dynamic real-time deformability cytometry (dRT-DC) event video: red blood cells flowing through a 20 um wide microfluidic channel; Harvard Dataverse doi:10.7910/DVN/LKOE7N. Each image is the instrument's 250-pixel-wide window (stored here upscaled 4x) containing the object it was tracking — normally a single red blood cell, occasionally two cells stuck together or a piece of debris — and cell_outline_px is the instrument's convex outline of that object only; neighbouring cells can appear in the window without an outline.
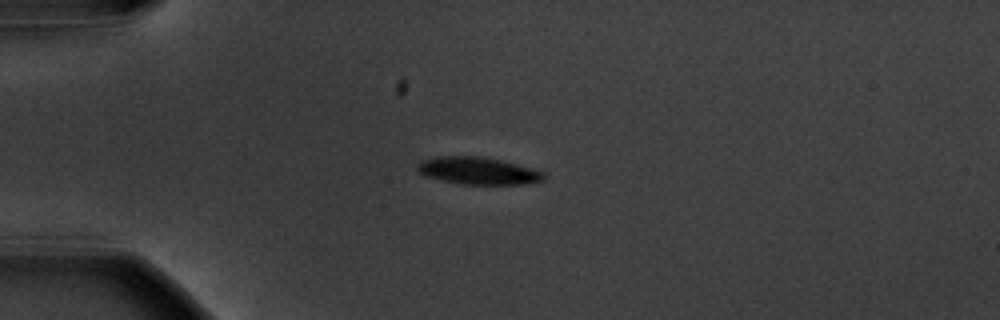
{"species": "common noctule bat (a hibernating species)", "species_latin": "Nyctalus noctula", "temperature_condition": "warm", "stored_images_in_passage": 42, "camera_frame_rate_fps": 3000, "um_per_image_px": 0.085, "animal": {"sex": "male", "body_mass_g": 20.1, "forearm_length_mm": 53.5}, "frame": {"image": 1, "passage_image": 1, "time_ms": 0.0, "image_size_px": [1000, 320], "cell_outline_px": [[544, 180], [528, 184], [464, 184], [444, 180], [428, 176], [420, 172], [416, 168], [420, 160], [436, 156], [480, 156], [500, 160], [532, 168], [540, 172], [544, 176]], "centroid_in_image_um": [40.62, 14.51], "position_along_channel_um": 44.4, "area_um2": 19.77}}
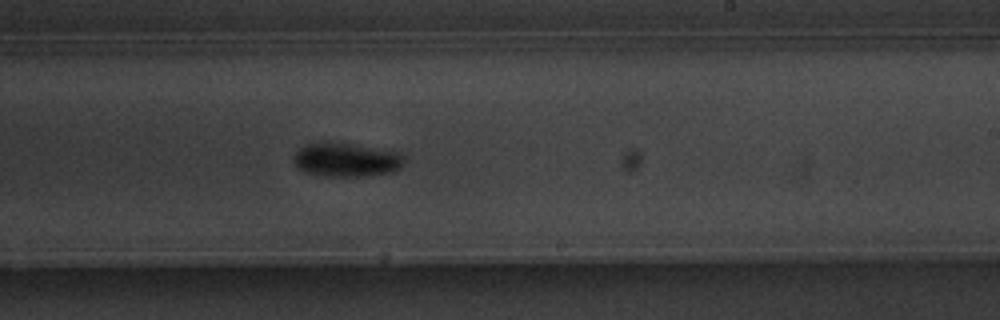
{"frame": {"image": 2, "passage_image": 21, "time_ms": 6.667, "image_size_px": [1000, 320], "cell_outline_px": [[404, 164], [400, 168], [392, 172], [360, 176], [324, 176], [304, 172], [292, 160], [292, 156], [304, 144], [316, 140], [340, 140], [396, 152], [404, 160]], "centroid_in_image_um": [29.35, 13.52], "position_along_channel_um": 259.7, "area_um2": 22.48}}
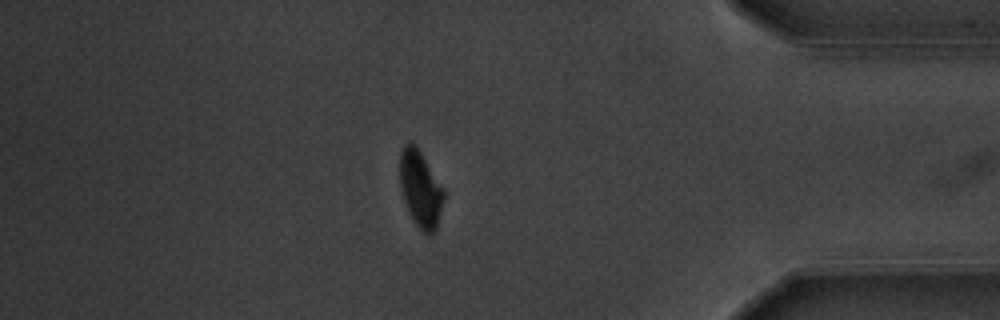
{"frame": {"image": 3, "passage_image": 35, "time_ms": 11.333, "image_size_px": [1000, 320], "cell_outline_px": [[444, 196], [436, 228], [428, 236], [416, 224], [404, 200], [400, 188], [400, 152], [404, 144], [412, 140], [416, 144], [444, 188]], "centroid_in_image_um": [35.73, 15.98], "position_along_channel_um": 399.5, "area_um2": 19.42}, "authors_computed_cell_mechanics": {"area_um2": 20.2589, "velocity_mm_per_s": 3.622, "shape_relaxation_time_tau1_ms": 2.9311, "shape_relaxation_time_tau2_ms": null, "deformation_change_tau1": 0.1685, "deformation_change_tau2": null}}